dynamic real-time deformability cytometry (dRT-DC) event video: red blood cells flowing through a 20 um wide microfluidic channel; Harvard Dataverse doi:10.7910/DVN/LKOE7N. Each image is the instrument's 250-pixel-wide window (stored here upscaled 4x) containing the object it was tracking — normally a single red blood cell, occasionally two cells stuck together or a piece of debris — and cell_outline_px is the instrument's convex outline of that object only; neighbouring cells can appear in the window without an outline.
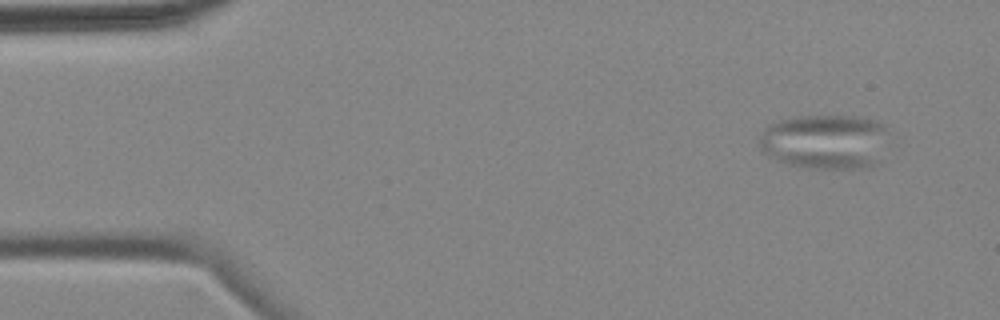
{"species": "common noctule bat (a hibernating species)", "species_latin": "Nyctalus noctula", "temperature_condition": "cold", "stored_images_in_passage": 4, "camera_frame_rate_fps": 3000, "um_per_image_px": 0.085, "animal": {"sex": "female", "body_mass_g": 18.4}, "frame": {"image": 1, "passage_image": 1, "time_ms": 0.0, "image_size_px": [1000, 320], "cell_outline_px": [[888, 132], [880, 160], [876, 164], [868, 168], [812, 168], [788, 164], [776, 160], [764, 152], [760, 144], [760, 136], [764, 128], [768, 124], [780, 120], [796, 116], [864, 116], [880, 120], [888, 128]], "centroid_in_image_um": [70.19, 12.02], "position_along_channel_um": 14.8, "area_um2": 41.85}}